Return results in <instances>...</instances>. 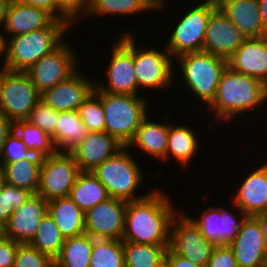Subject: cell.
Segmentation results:
<instances>
[{
    "instance_id": "cell-1",
    "label": "cell",
    "mask_w": 267,
    "mask_h": 267,
    "mask_svg": "<svg viewBox=\"0 0 267 267\" xmlns=\"http://www.w3.org/2000/svg\"><path fill=\"white\" fill-rule=\"evenodd\" d=\"M172 202L160 187L143 199L127 202L122 241L167 245L172 219L179 211Z\"/></svg>"
},
{
    "instance_id": "cell-2",
    "label": "cell",
    "mask_w": 267,
    "mask_h": 267,
    "mask_svg": "<svg viewBox=\"0 0 267 267\" xmlns=\"http://www.w3.org/2000/svg\"><path fill=\"white\" fill-rule=\"evenodd\" d=\"M265 103L267 104V86L256 78L233 71L228 66L218 83L216 96L207 108L208 111L210 109V114L213 113L216 123L224 121L229 124V121L234 122L244 113L247 115L259 107L261 109Z\"/></svg>"
},
{
    "instance_id": "cell-3",
    "label": "cell",
    "mask_w": 267,
    "mask_h": 267,
    "mask_svg": "<svg viewBox=\"0 0 267 267\" xmlns=\"http://www.w3.org/2000/svg\"><path fill=\"white\" fill-rule=\"evenodd\" d=\"M71 28L55 19L47 28L7 38V55L1 68L25 72L44 55L56 49Z\"/></svg>"
},
{
    "instance_id": "cell-4",
    "label": "cell",
    "mask_w": 267,
    "mask_h": 267,
    "mask_svg": "<svg viewBox=\"0 0 267 267\" xmlns=\"http://www.w3.org/2000/svg\"><path fill=\"white\" fill-rule=\"evenodd\" d=\"M174 62H177L176 70L180 71L179 76L181 75V80L184 82L180 85L184 84L185 91L193 93L192 97L197 98L195 101L206 104L207 108L216 96L218 83L228 67V61L200 51L180 55L174 59Z\"/></svg>"
},
{
    "instance_id": "cell-5",
    "label": "cell",
    "mask_w": 267,
    "mask_h": 267,
    "mask_svg": "<svg viewBox=\"0 0 267 267\" xmlns=\"http://www.w3.org/2000/svg\"><path fill=\"white\" fill-rule=\"evenodd\" d=\"M131 153L132 150L123 147L92 171L105 186L110 197L126 202L143 199L155 189L153 187L149 192L136 195L145 182V173L140 163L135 160L134 154Z\"/></svg>"
},
{
    "instance_id": "cell-6",
    "label": "cell",
    "mask_w": 267,
    "mask_h": 267,
    "mask_svg": "<svg viewBox=\"0 0 267 267\" xmlns=\"http://www.w3.org/2000/svg\"><path fill=\"white\" fill-rule=\"evenodd\" d=\"M147 98V99H146ZM101 106L105 114V132L127 147L142 119L149 113L148 97L111 94L101 91Z\"/></svg>"
},
{
    "instance_id": "cell-7",
    "label": "cell",
    "mask_w": 267,
    "mask_h": 267,
    "mask_svg": "<svg viewBox=\"0 0 267 267\" xmlns=\"http://www.w3.org/2000/svg\"><path fill=\"white\" fill-rule=\"evenodd\" d=\"M119 35L118 38L113 39L115 42L110 48V62L106 65V70H103L107 81L104 83V81L95 80L94 89L111 94L138 96V84L133 64V34L129 29Z\"/></svg>"
},
{
    "instance_id": "cell-8",
    "label": "cell",
    "mask_w": 267,
    "mask_h": 267,
    "mask_svg": "<svg viewBox=\"0 0 267 267\" xmlns=\"http://www.w3.org/2000/svg\"><path fill=\"white\" fill-rule=\"evenodd\" d=\"M136 34H133V64L135 67V77L138 84L139 93L143 94L140 90H162L165 91L167 87L174 84V74L176 75V65L174 59L167 51L165 45L162 49H156L152 46H142L136 43ZM139 45V46H137ZM174 67V68H173ZM162 89V90H161Z\"/></svg>"
},
{
    "instance_id": "cell-9",
    "label": "cell",
    "mask_w": 267,
    "mask_h": 267,
    "mask_svg": "<svg viewBox=\"0 0 267 267\" xmlns=\"http://www.w3.org/2000/svg\"><path fill=\"white\" fill-rule=\"evenodd\" d=\"M218 7L214 2H196V5L184 11L176 21L165 47L173 59L193 52L203 51L206 28L211 13ZM191 8V9H190ZM185 14V15H184Z\"/></svg>"
},
{
    "instance_id": "cell-10",
    "label": "cell",
    "mask_w": 267,
    "mask_h": 267,
    "mask_svg": "<svg viewBox=\"0 0 267 267\" xmlns=\"http://www.w3.org/2000/svg\"><path fill=\"white\" fill-rule=\"evenodd\" d=\"M41 99V94L22 71L0 67V113L11 122L24 121Z\"/></svg>"
},
{
    "instance_id": "cell-11",
    "label": "cell",
    "mask_w": 267,
    "mask_h": 267,
    "mask_svg": "<svg viewBox=\"0 0 267 267\" xmlns=\"http://www.w3.org/2000/svg\"><path fill=\"white\" fill-rule=\"evenodd\" d=\"M214 247L215 245L202 235L189 214L179 210L171 222L167 251L206 267Z\"/></svg>"
},
{
    "instance_id": "cell-12",
    "label": "cell",
    "mask_w": 267,
    "mask_h": 267,
    "mask_svg": "<svg viewBox=\"0 0 267 267\" xmlns=\"http://www.w3.org/2000/svg\"><path fill=\"white\" fill-rule=\"evenodd\" d=\"M76 54L70 41L64 40L56 49L29 67L25 73L37 91L42 94L45 90L66 80L78 69L80 56Z\"/></svg>"
},
{
    "instance_id": "cell-13",
    "label": "cell",
    "mask_w": 267,
    "mask_h": 267,
    "mask_svg": "<svg viewBox=\"0 0 267 267\" xmlns=\"http://www.w3.org/2000/svg\"><path fill=\"white\" fill-rule=\"evenodd\" d=\"M80 173L71 153L56 151L51 156H45L40 166L37 193L46 201L69 196Z\"/></svg>"
},
{
    "instance_id": "cell-14",
    "label": "cell",
    "mask_w": 267,
    "mask_h": 267,
    "mask_svg": "<svg viewBox=\"0 0 267 267\" xmlns=\"http://www.w3.org/2000/svg\"><path fill=\"white\" fill-rule=\"evenodd\" d=\"M237 213H231L225 207H209L203 210L200 217L189 216L199 227L202 235L215 246L229 245L237 236L242 222L247 215L238 207ZM229 211V212H228ZM238 215V216H236Z\"/></svg>"
},
{
    "instance_id": "cell-15",
    "label": "cell",
    "mask_w": 267,
    "mask_h": 267,
    "mask_svg": "<svg viewBox=\"0 0 267 267\" xmlns=\"http://www.w3.org/2000/svg\"><path fill=\"white\" fill-rule=\"evenodd\" d=\"M127 202L108 198L85 212V233L94 239H122Z\"/></svg>"
},
{
    "instance_id": "cell-16",
    "label": "cell",
    "mask_w": 267,
    "mask_h": 267,
    "mask_svg": "<svg viewBox=\"0 0 267 267\" xmlns=\"http://www.w3.org/2000/svg\"><path fill=\"white\" fill-rule=\"evenodd\" d=\"M245 40L219 7L211 13L205 32L204 52L228 61Z\"/></svg>"
},
{
    "instance_id": "cell-17",
    "label": "cell",
    "mask_w": 267,
    "mask_h": 267,
    "mask_svg": "<svg viewBox=\"0 0 267 267\" xmlns=\"http://www.w3.org/2000/svg\"><path fill=\"white\" fill-rule=\"evenodd\" d=\"M77 69L66 80L41 94V100L56 111H75L91 95L95 80ZM86 76V77H85Z\"/></svg>"
},
{
    "instance_id": "cell-18",
    "label": "cell",
    "mask_w": 267,
    "mask_h": 267,
    "mask_svg": "<svg viewBox=\"0 0 267 267\" xmlns=\"http://www.w3.org/2000/svg\"><path fill=\"white\" fill-rule=\"evenodd\" d=\"M228 246L238 267H264L267 246L260 221L256 217L245 218L237 236Z\"/></svg>"
},
{
    "instance_id": "cell-19",
    "label": "cell",
    "mask_w": 267,
    "mask_h": 267,
    "mask_svg": "<svg viewBox=\"0 0 267 267\" xmlns=\"http://www.w3.org/2000/svg\"><path fill=\"white\" fill-rule=\"evenodd\" d=\"M48 213V201L38 193L16 209L5 225V236L19 244H28L35 237L38 225Z\"/></svg>"
},
{
    "instance_id": "cell-20",
    "label": "cell",
    "mask_w": 267,
    "mask_h": 267,
    "mask_svg": "<svg viewBox=\"0 0 267 267\" xmlns=\"http://www.w3.org/2000/svg\"><path fill=\"white\" fill-rule=\"evenodd\" d=\"M245 173L244 179L230 198L233 208L238 207L247 216L264 214L267 210V161ZM234 204V205H233Z\"/></svg>"
},
{
    "instance_id": "cell-21",
    "label": "cell",
    "mask_w": 267,
    "mask_h": 267,
    "mask_svg": "<svg viewBox=\"0 0 267 267\" xmlns=\"http://www.w3.org/2000/svg\"><path fill=\"white\" fill-rule=\"evenodd\" d=\"M124 146L107 132H89L71 152L81 172H92Z\"/></svg>"
},
{
    "instance_id": "cell-22",
    "label": "cell",
    "mask_w": 267,
    "mask_h": 267,
    "mask_svg": "<svg viewBox=\"0 0 267 267\" xmlns=\"http://www.w3.org/2000/svg\"><path fill=\"white\" fill-rule=\"evenodd\" d=\"M228 66L267 86V36L246 39L228 60Z\"/></svg>"
},
{
    "instance_id": "cell-23",
    "label": "cell",
    "mask_w": 267,
    "mask_h": 267,
    "mask_svg": "<svg viewBox=\"0 0 267 267\" xmlns=\"http://www.w3.org/2000/svg\"><path fill=\"white\" fill-rule=\"evenodd\" d=\"M55 18L42 8L31 6L21 0H12L4 23L6 37L47 28Z\"/></svg>"
},
{
    "instance_id": "cell-24",
    "label": "cell",
    "mask_w": 267,
    "mask_h": 267,
    "mask_svg": "<svg viewBox=\"0 0 267 267\" xmlns=\"http://www.w3.org/2000/svg\"><path fill=\"white\" fill-rule=\"evenodd\" d=\"M170 113L163 115V121H152L149 113L142 119L135 136L128 144V148L136 147L140 153L151 156L155 160L164 161L167 151V140L171 117Z\"/></svg>"
},
{
    "instance_id": "cell-25",
    "label": "cell",
    "mask_w": 267,
    "mask_h": 267,
    "mask_svg": "<svg viewBox=\"0 0 267 267\" xmlns=\"http://www.w3.org/2000/svg\"><path fill=\"white\" fill-rule=\"evenodd\" d=\"M218 7L246 39L263 38V28L258 0H219Z\"/></svg>"
},
{
    "instance_id": "cell-26",
    "label": "cell",
    "mask_w": 267,
    "mask_h": 267,
    "mask_svg": "<svg viewBox=\"0 0 267 267\" xmlns=\"http://www.w3.org/2000/svg\"><path fill=\"white\" fill-rule=\"evenodd\" d=\"M195 130L189 124L175 125V123H170L164 162L173 157L182 168L191 165L193 158L198 154L199 145H201Z\"/></svg>"
},
{
    "instance_id": "cell-27",
    "label": "cell",
    "mask_w": 267,
    "mask_h": 267,
    "mask_svg": "<svg viewBox=\"0 0 267 267\" xmlns=\"http://www.w3.org/2000/svg\"><path fill=\"white\" fill-rule=\"evenodd\" d=\"M48 214L65 239L85 233V212L69 196L49 200Z\"/></svg>"
},
{
    "instance_id": "cell-28",
    "label": "cell",
    "mask_w": 267,
    "mask_h": 267,
    "mask_svg": "<svg viewBox=\"0 0 267 267\" xmlns=\"http://www.w3.org/2000/svg\"><path fill=\"white\" fill-rule=\"evenodd\" d=\"M88 133V128L80 119L78 110L60 111L56 130L51 135V140L56 151L71 153Z\"/></svg>"
},
{
    "instance_id": "cell-29",
    "label": "cell",
    "mask_w": 267,
    "mask_h": 267,
    "mask_svg": "<svg viewBox=\"0 0 267 267\" xmlns=\"http://www.w3.org/2000/svg\"><path fill=\"white\" fill-rule=\"evenodd\" d=\"M43 157L33 153L26 159L0 163L6 183L36 194L39 187L40 166Z\"/></svg>"
},
{
    "instance_id": "cell-30",
    "label": "cell",
    "mask_w": 267,
    "mask_h": 267,
    "mask_svg": "<svg viewBox=\"0 0 267 267\" xmlns=\"http://www.w3.org/2000/svg\"><path fill=\"white\" fill-rule=\"evenodd\" d=\"M69 197L84 212L110 198L107 189L93 172L78 175Z\"/></svg>"
},
{
    "instance_id": "cell-31",
    "label": "cell",
    "mask_w": 267,
    "mask_h": 267,
    "mask_svg": "<svg viewBox=\"0 0 267 267\" xmlns=\"http://www.w3.org/2000/svg\"><path fill=\"white\" fill-rule=\"evenodd\" d=\"M157 5L152 0H89L87 19L90 16H130L154 12Z\"/></svg>"
},
{
    "instance_id": "cell-32",
    "label": "cell",
    "mask_w": 267,
    "mask_h": 267,
    "mask_svg": "<svg viewBox=\"0 0 267 267\" xmlns=\"http://www.w3.org/2000/svg\"><path fill=\"white\" fill-rule=\"evenodd\" d=\"M94 240L88 233L65 239L55 267H90Z\"/></svg>"
},
{
    "instance_id": "cell-33",
    "label": "cell",
    "mask_w": 267,
    "mask_h": 267,
    "mask_svg": "<svg viewBox=\"0 0 267 267\" xmlns=\"http://www.w3.org/2000/svg\"><path fill=\"white\" fill-rule=\"evenodd\" d=\"M125 267H161L165 263L167 245L123 241Z\"/></svg>"
},
{
    "instance_id": "cell-34",
    "label": "cell",
    "mask_w": 267,
    "mask_h": 267,
    "mask_svg": "<svg viewBox=\"0 0 267 267\" xmlns=\"http://www.w3.org/2000/svg\"><path fill=\"white\" fill-rule=\"evenodd\" d=\"M64 241L65 238L58 226L47 213L40 221L36 235L29 244L55 260L60 254Z\"/></svg>"
},
{
    "instance_id": "cell-35",
    "label": "cell",
    "mask_w": 267,
    "mask_h": 267,
    "mask_svg": "<svg viewBox=\"0 0 267 267\" xmlns=\"http://www.w3.org/2000/svg\"><path fill=\"white\" fill-rule=\"evenodd\" d=\"M90 267H125L122 239H95Z\"/></svg>"
},
{
    "instance_id": "cell-36",
    "label": "cell",
    "mask_w": 267,
    "mask_h": 267,
    "mask_svg": "<svg viewBox=\"0 0 267 267\" xmlns=\"http://www.w3.org/2000/svg\"><path fill=\"white\" fill-rule=\"evenodd\" d=\"M14 130L32 153L45 157L56 152L51 136L36 125L26 120L16 121L14 122Z\"/></svg>"
},
{
    "instance_id": "cell-37",
    "label": "cell",
    "mask_w": 267,
    "mask_h": 267,
    "mask_svg": "<svg viewBox=\"0 0 267 267\" xmlns=\"http://www.w3.org/2000/svg\"><path fill=\"white\" fill-rule=\"evenodd\" d=\"M78 113L89 132L105 131V114L101 106V91H94L79 106Z\"/></svg>"
},
{
    "instance_id": "cell-38",
    "label": "cell",
    "mask_w": 267,
    "mask_h": 267,
    "mask_svg": "<svg viewBox=\"0 0 267 267\" xmlns=\"http://www.w3.org/2000/svg\"><path fill=\"white\" fill-rule=\"evenodd\" d=\"M32 194L26 189L6 183L0 193V223L5 226L13 212L25 203Z\"/></svg>"
},
{
    "instance_id": "cell-39",
    "label": "cell",
    "mask_w": 267,
    "mask_h": 267,
    "mask_svg": "<svg viewBox=\"0 0 267 267\" xmlns=\"http://www.w3.org/2000/svg\"><path fill=\"white\" fill-rule=\"evenodd\" d=\"M59 117L60 111H56L40 99L29 113L26 121L51 136L56 130Z\"/></svg>"
},
{
    "instance_id": "cell-40",
    "label": "cell",
    "mask_w": 267,
    "mask_h": 267,
    "mask_svg": "<svg viewBox=\"0 0 267 267\" xmlns=\"http://www.w3.org/2000/svg\"><path fill=\"white\" fill-rule=\"evenodd\" d=\"M14 267H55L54 260L27 244H18Z\"/></svg>"
},
{
    "instance_id": "cell-41",
    "label": "cell",
    "mask_w": 267,
    "mask_h": 267,
    "mask_svg": "<svg viewBox=\"0 0 267 267\" xmlns=\"http://www.w3.org/2000/svg\"><path fill=\"white\" fill-rule=\"evenodd\" d=\"M33 153L22 142L20 136L13 129L8 135L2 154L0 156V163H9L30 157Z\"/></svg>"
},
{
    "instance_id": "cell-42",
    "label": "cell",
    "mask_w": 267,
    "mask_h": 267,
    "mask_svg": "<svg viewBox=\"0 0 267 267\" xmlns=\"http://www.w3.org/2000/svg\"><path fill=\"white\" fill-rule=\"evenodd\" d=\"M56 8L76 26L78 19H86L89 0H56Z\"/></svg>"
},
{
    "instance_id": "cell-43",
    "label": "cell",
    "mask_w": 267,
    "mask_h": 267,
    "mask_svg": "<svg viewBox=\"0 0 267 267\" xmlns=\"http://www.w3.org/2000/svg\"><path fill=\"white\" fill-rule=\"evenodd\" d=\"M206 267H238L232 250L227 245L215 246Z\"/></svg>"
},
{
    "instance_id": "cell-44",
    "label": "cell",
    "mask_w": 267,
    "mask_h": 267,
    "mask_svg": "<svg viewBox=\"0 0 267 267\" xmlns=\"http://www.w3.org/2000/svg\"><path fill=\"white\" fill-rule=\"evenodd\" d=\"M18 244L8 237L0 240V267H14Z\"/></svg>"
},
{
    "instance_id": "cell-45",
    "label": "cell",
    "mask_w": 267,
    "mask_h": 267,
    "mask_svg": "<svg viewBox=\"0 0 267 267\" xmlns=\"http://www.w3.org/2000/svg\"><path fill=\"white\" fill-rule=\"evenodd\" d=\"M22 2L42 8L50 13L55 19L65 22L70 28L73 24L56 8V0H21Z\"/></svg>"
},
{
    "instance_id": "cell-46",
    "label": "cell",
    "mask_w": 267,
    "mask_h": 267,
    "mask_svg": "<svg viewBox=\"0 0 267 267\" xmlns=\"http://www.w3.org/2000/svg\"><path fill=\"white\" fill-rule=\"evenodd\" d=\"M165 265L167 267H203L192 263L190 260L178 254H171L168 251H166L165 255Z\"/></svg>"
},
{
    "instance_id": "cell-47",
    "label": "cell",
    "mask_w": 267,
    "mask_h": 267,
    "mask_svg": "<svg viewBox=\"0 0 267 267\" xmlns=\"http://www.w3.org/2000/svg\"><path fill=\"white\" fill-rule=\"evenodd\" d=\"M14 129V123L0 113V156L8 135Z\"/></svg>"
},
{
    "instance_id": "cell-48",
    "label": "cell",
    "mask_w": 267,
    "mask_h": 267,
    "mask_svg": "<svg viewBox=\"0 0 267 267\" xmlns=\"http://www.w3.org/2000/svg\"><path fill=\"white\" fill-rule=\"evenodd\" d=\"M263 28L267 31V0H258Z\"/></svg>"
},
{
    "instance_id": "cell-49",
    "label": "cell",
    "mask_w": 267,
    "mask_h": 267,
    "mask_svg": "<svg viewBox=\"0 0 267 267\" xmlns=\"http://www.w3.org/2000/svg\"><path fill=\"white\" fill-rule=\"evenodd\" d=\"M12 0H0V27L4 26L9 4Z\"/></svg>"
},
{
    "instance_id": "cell-50",
    "label": "cell",
    "mask_w": 267,
    "mask_h": 267,
    "mask_svg": "<svg viewBox=\"0 0 267 267\" xmlns=\"http://www.w3.org/2000/svg\"><path fill=\"white\" fill-rule=\"evenodd\" d=\"M2 28V29H1ZM0 30H4L3 27H0ZM5 33L3 31H0V58L3 59V63L6 59L7 55V37L4 35Z\"/></svg>"
},
{
    "instance_id": "cell-51",
    "label": "cell",
    "mask_w": 267,
    "mask_h": 267,
    "mask_svg": "<svg viewBox=\"0 0 267 267\" xmlns=\"http://www.w3.org/2000/svg\"><path fill=\"white\" fill-rule=\"evenodd\" d=\"M255 217L260 221L263 237L267 246V216L265 214H260Z\"/></svg>"
},
{
    "instance_id": "cell-52",
    "label": "cell",
    "mask_w": 267,
    "mask_h": 267,
    "mask_svg": "<svg viewBox=\"0 0 267 267\" xmlns=\"http://www.w3.org/2000/svg\"><path fill=\"white\" fill-rule=\"evenodd\" d=\"M156 5V11H162V9L164 10V8L166 7V3H167V0H152ZM166 2V3H165Z\"/></svg>"
},
{
    "instance_id": "cell-53",
    "label": "cell",
    "mask_w": 267,
    "mask_h": 267,
    "mask_svg": "<svg viewBox=\"0 0 267 267\" xmlns=\"http://www.w3.org/2000/svg\"><path fill=\"white\" fill-rule=\"evenodd\" d=\"M6 184L5 175L2 167L0 166V193L2 192L3 186Z\"/></svg>"
},
{
    "instance_id": "cell-54",
    "label": "cell",
    "mask_w": 267,
    "mask_h": 267,
    "mask_svg": "<svg viewBox=\"0 0 267 267\" xmlns=\"http://www.w3.org/2000/svg\"><path fill=\"white\" fill-rule=\"evenodd\" d=\"M5 226H3L1 223H0V240H2L3 238H5Z\"/></svg>"
},
{
    "instance_id": "cell-55",
    "label": "cell",
    "mask_w": 267,
    "mask_h": 267,
    "mask_svg": "<svg viewBox=\"0 0 267 267\" xmlns=\"http://www.w3.org/2000/svg\"><path fill=\"white\" fill-rule=\"evenodd\" d=\"M202 2H214V3H218L219 0H201Z\"/></svg>"
},
{
    "instance_id": "cell-56",
    "label": "cell",
    "mask_w": 267,
    "mask_h": 267,
    "mask_svg": "<svg viewBox=\"0 0 267 267\" xmlns=\"http://www.w3.org/2000/svg\"><path fill=\"white\" fill-rule=\"evenodd\" d=\"M264 267H267V252H266V256H265Z\"/></svg>"
}]
</instances>
